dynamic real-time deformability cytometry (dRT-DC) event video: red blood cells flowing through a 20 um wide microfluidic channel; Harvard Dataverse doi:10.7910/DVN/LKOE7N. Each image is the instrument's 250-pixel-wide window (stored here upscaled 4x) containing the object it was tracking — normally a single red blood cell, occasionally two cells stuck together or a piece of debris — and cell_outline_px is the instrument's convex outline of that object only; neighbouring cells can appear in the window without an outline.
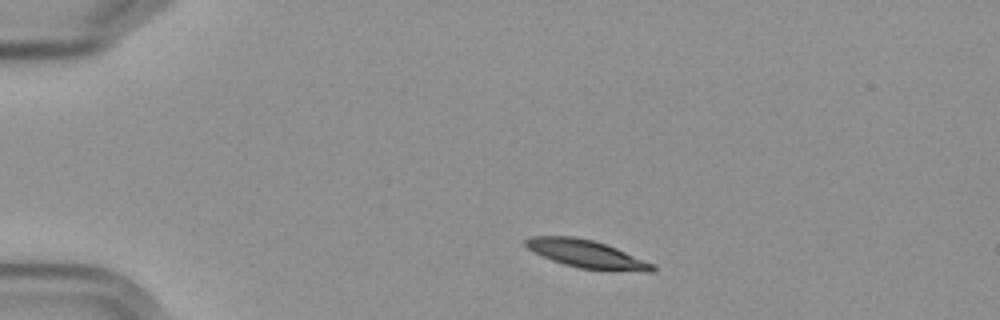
{"species": "Egyptian fruit bat (a non-hibernating species)", "species_latin": "Rousettus aegyptiacus", "temperature_condition": "cold", "stored_images_in_passage": 46, "camera_frame_rate_fps": 3000, "um_per_image_px": 0.085, "frame": {"image": 1, "passage_image": 1, "time_ms": 0.0, "image_size_px": [1000, 320], "cell_outline_px": [[656, 268], [652, 272], [612, 272], [580, 268], [564, 264], [552, 260], [528, 248], [524, 244], [524, 240], [532, 236], [576, 236], [592, 240], [616, 248], [656, 264]], "centroid_in_image_um": [49.95, 21.62], "position_along_channel_um": 35.1, "area_um2": 20.87}}
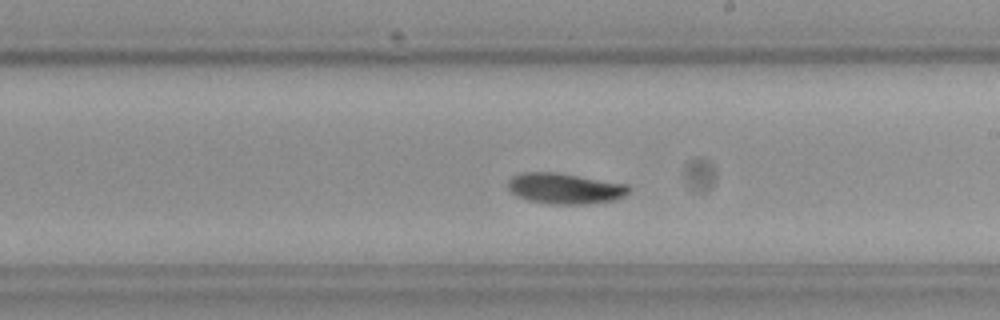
{"frame": {"image": 2, "passage_image": 23, "time_ms": 7.333, "image_size_px": [1000, 320], "cell_outline_px": [[628, 192], [624, 196], [612, 200], [588, 204], [548, 204], [528, 200], [516, 196], [508, 188], [508, 180], [512, 176], [520, 172], [556, 172], [628, 184]], "centroid_in_image_um": [47.97, 16.01], "position_along_channel_um": 241.0, "area_um2": 21.68}}
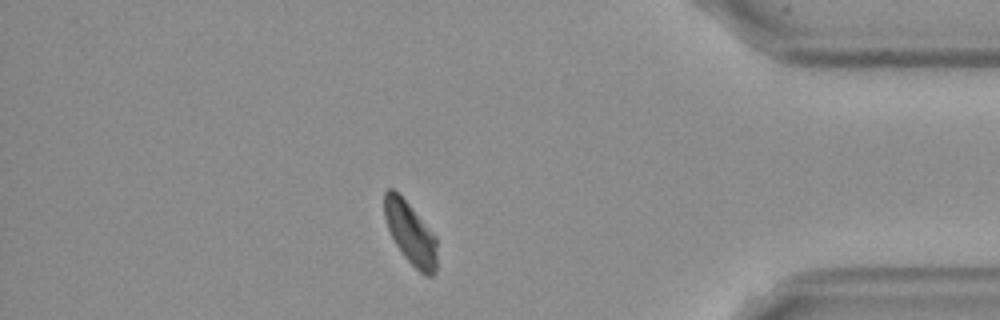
{"frame": {"image": 3, "passage_image": 39, "time_ms": 12.667, "image_size_px": [1000, 320], "cell_outline_px": [[436, 272], [432, 276], [424, 276], [404, 256], [396, 244], [388, 228], [384, 216], [384, 192], [388, 188], [392, 188], [408, 204], [436, 236]], "centroid_in_image_um": [34.89, 19.84], "position_along_channel_um": 400.3, "area_um2": 18.73}, "authors_computed_cell_mechanics": {"area_um2": 20.8658, "velocity_mm_per_s": 3.5565, "shape_relaxation_time_tau1_ms": 5.7953, "shape_relaxation_time_tau2_ms": 9.937, "deformation_change_tau1": 0.1289, "deformation_change_tau2": 0.1253}}